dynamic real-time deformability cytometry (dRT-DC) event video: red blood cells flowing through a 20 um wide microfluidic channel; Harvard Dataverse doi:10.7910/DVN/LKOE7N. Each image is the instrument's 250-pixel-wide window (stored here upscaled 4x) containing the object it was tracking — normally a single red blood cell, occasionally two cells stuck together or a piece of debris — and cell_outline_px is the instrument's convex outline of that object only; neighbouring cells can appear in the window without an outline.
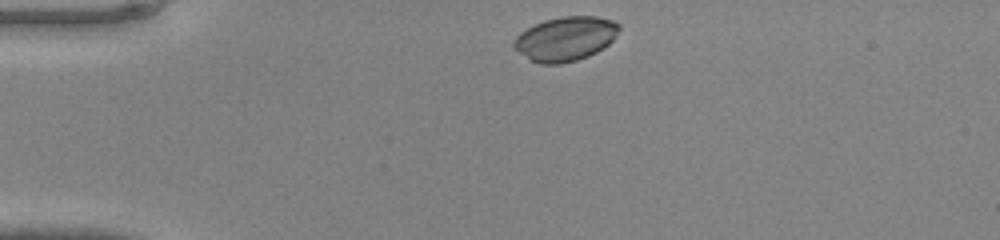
{"species": "common noctule bat (a hibernating species)", "species_latin": "Nyctalus noctula", "temperature_condition": "warm", "stored_images_in_passage": 31, "camera_frame_rate_fps": 3000, "um_per_image_px": 0.085, "animal": {"sex": "male", "body_mass_g": 20.0, "forearm_length_mm": 53.3}, "frame": {"image": 1, "passage_image": 1, "time_ms": 0.0, "image_size_px": [1000, 240], "cell_outline_px": [[620, 28], [616, 36], [608, 44], [596, 52], [588, 56], [576, 60], [560, 64], [540, 64], [532, 60], [520, 52], [512, 44], [512, 40], [520, 32], [544, 20], [560, 16], [596, 16], [612, 20], [620, 24]], "centroid_in_image_um": [48.08, 3.28], "position_along_channel_um": 36.9, "area_um2": 26.99}}
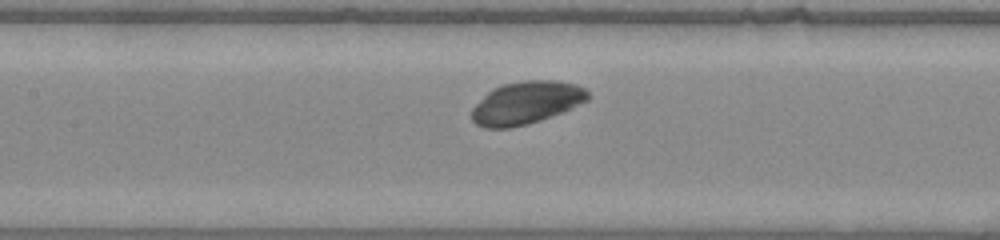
{"frame": {"image": 2, "passage_image": 13, "time_ms": 4.0, "image_size_px": [1000, 240], "cell_outline_px": [[592, 96], [588, 100], [564, 112], [528, 124], [512, 128], [484, 128], [476, 124], [472, 120], [472, 108], [492, 88], [504, 84], [524, 80], [556, 80], [576, 84], [584, 88]], "centroid_in_image_um": [44.76, 8.74], "position_along_channel_um": 162.6, "area_um2": 29.07}}
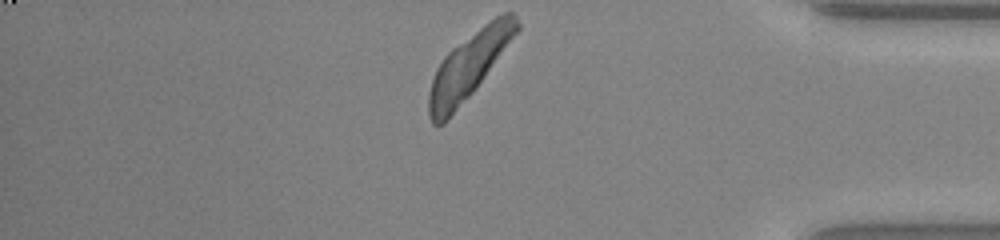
{"frame": {"image": 3, "passage_image": 31, "time_ms": 10.0, "image_size_px": [1000, 240], "cell_outline_px": [[520, 28], [476, 88], [444, 124], [432, 124], [428, 116], [428, 92], [436, 68], [444, 56], [452, 48], [484, 24], [496, 16], [504, 12], [512, 12], [516, 16], [520, 24]], "centroid_in_image_um": [39.82, 5.6], "position_along_channel_um": 395.4, "area_um2": 33.41}}